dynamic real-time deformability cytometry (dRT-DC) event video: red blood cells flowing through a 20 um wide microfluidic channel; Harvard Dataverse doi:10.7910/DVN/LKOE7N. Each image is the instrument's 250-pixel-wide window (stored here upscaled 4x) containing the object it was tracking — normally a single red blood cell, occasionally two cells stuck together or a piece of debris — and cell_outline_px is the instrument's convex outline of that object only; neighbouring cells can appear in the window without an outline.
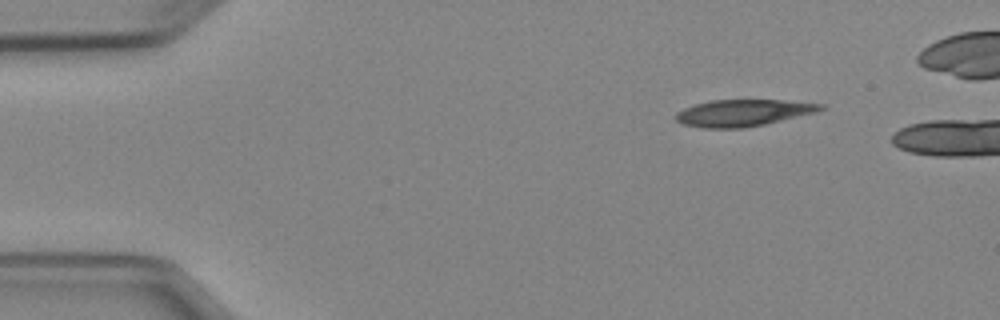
{"species": "Egyptian fruit bat (a non-hibernating species)", "species_latin": "Rousettus aegyptiacus", "temperature_condition": "cold", "stored_images_in_passage": 4, "camera_frame_rate_fps": 3000, "um_per_image_px": 0.085, "animal": {"sex": "female"}, "frame": {"image": 1, "passage_image": 1, "time_ms": 0.0, "image_size_px": [1000, 320], "cell_outline_px": [[828, 108], [816, 112], [764, 124], [744, 128], [700, 128], [680, 124], [672, 116], [676, 112], [684, 108], [696, 104], [712, 100], [784, 100], [824, 104]], "centroid_in_image_um": [63.13, 9.6], "position_along_channel_um": 21.9, "area_um2": 22.72}}
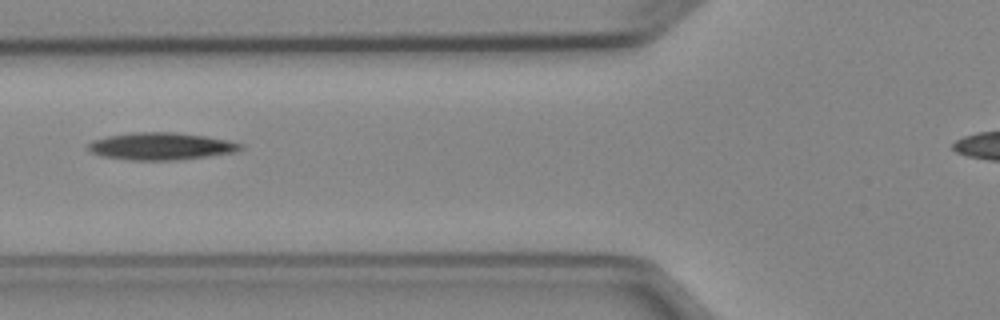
{"frame": {"image": 2, "passage_image": 4, "time_ms": 4.333, "image_size_px": [1000, 320], "cell_outline_px": [[244, 148], [236, 152], [180, 160], [128, 160], [104, 156], [92, 152], [88, 148], [88, 144], [92, 140], [108, 136], [132, 132], [172, 132], [204, 136], [228, 140], [244, 144]], "centroid_in_image_um": [13.72, 12.43], "position_along_channel_um": 112.1, "area_um2": 24.22}}